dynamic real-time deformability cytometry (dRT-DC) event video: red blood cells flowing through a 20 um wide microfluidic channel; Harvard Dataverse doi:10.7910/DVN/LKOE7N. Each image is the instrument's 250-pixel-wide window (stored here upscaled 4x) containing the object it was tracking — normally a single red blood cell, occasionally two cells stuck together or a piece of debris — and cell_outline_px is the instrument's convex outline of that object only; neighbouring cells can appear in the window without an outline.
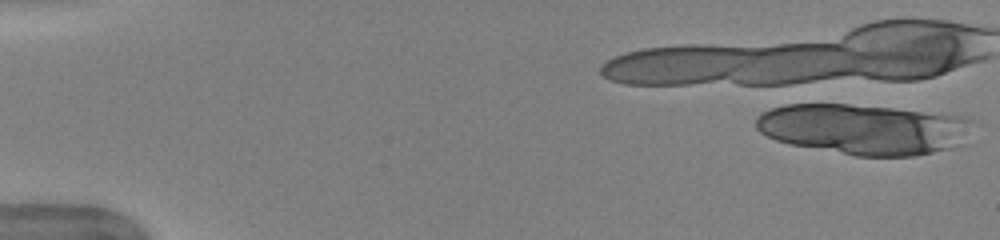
{"species": "human", "species_latin": "Homo sapiens", "temperature_condition": "warm", "stored_images_in_passage": 34, "camera_frame_rate_fps": 3000, "um_per_image_px": 0.085, "donor": {"sex": "female"}, "frame": {"image": 1, "passage_image": 1, "time_ms": 0.0, "image_size_px": [1000, 240], "cell_outline_px": [[968, 120], [952, 144], [948, 148], [916, 156], [856, 156], [792, 144], [776, 140], [760, 132], [756, 128], [756, 116], [772, 108], [788, 104], [848, 104], [892, 108], [960, 116]], "centroid_in_image_um": [73.18, 10.97], "position_along_channel_um": 11.8, "area_um2": 61.67}}
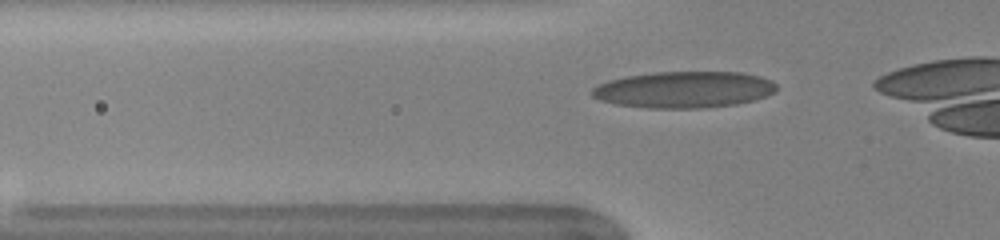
{"frame": {"image": 2, "passage_image": 10, "time_ms": 3.0, "image_size_px": [1000, 240], "cell_outline_px": [[776, 92], [768, 96], [756, 100], [736, 104], [704, 108], [648, 108], [616, 104], [600, 100], [592, 96], [592, 88], [608, 80], [628, 76], [656, 72], [740, 72], [760, 76], [772, 80], [776, 84]], "centroid_in_image_um": [58.19, 7.62], "position_along_channel_um": 67.6, "area_um2": 39.36}}